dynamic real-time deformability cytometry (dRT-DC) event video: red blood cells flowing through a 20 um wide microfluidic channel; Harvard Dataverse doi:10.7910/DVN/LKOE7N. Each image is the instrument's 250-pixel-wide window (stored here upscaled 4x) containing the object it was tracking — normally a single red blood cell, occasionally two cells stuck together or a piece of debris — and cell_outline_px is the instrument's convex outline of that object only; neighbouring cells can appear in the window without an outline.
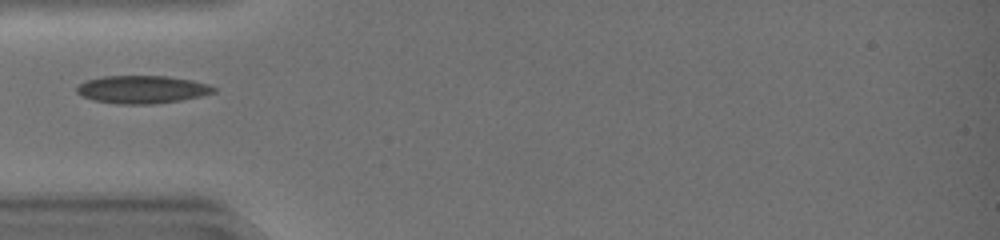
{"species": "common noctule bat (a hibernating species)", "species_latin": "Nyctalus noctula", "temperature_condition": "warm", "stored_images_in_passage": 31, "camera_frame_rate_fps": 3000, "um_per_image_px": 0.085, "animal": {"sex": "female", "body_mass_g": 19.0, "forearm_length_mm": 51.5}, "frame": {"image": 1, "passage_image": 1, "time_ms": 0.0, "image_size_px": [1000, 240], "cell_outline_px": [[216, 92], [200, 96], [180, 100], [148, 104], [120, 104], [92, 100], [80, 96], [76, 92], [76, 88], [84, 80], [104, 76], [168, 76], [192, 80], [208, 84], [216, 88]], "centroid_in_image_um": [12.04, 7.6], "position_along_channel_um": 73.0, "area_um2": 22.25}}
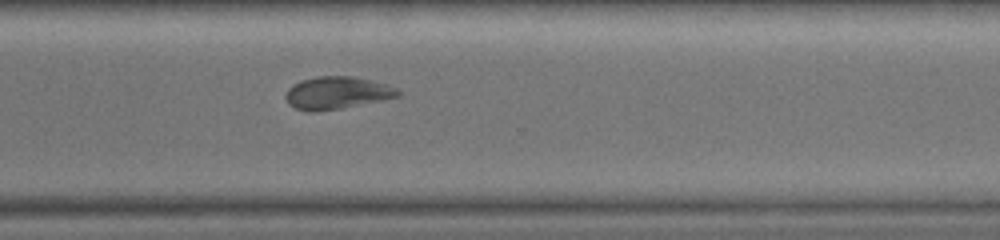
{"frame": {"image": 2, "passage_image": 20, "time_ms": 6.333, "image_size_px": [1000, 240], "cell_outline_px": [[400, 96], [340, 108], [316, 112], [312, 112], [296, 108], [288, 104], [284, 96], [288, 88], [292, 84], [300, 80], [316, 76], [356, 76], [384, 84], [396, 88], [400, 92]], "centroid_in_image_um": [28.58, 7.88], "position_along_channel_um": 342.0, "area_um2": 21.15}}
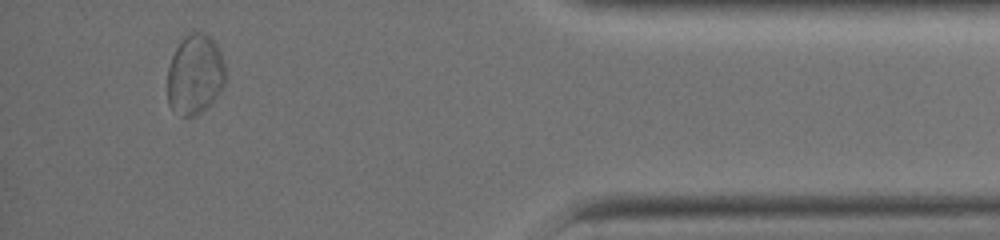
{"frame": {"image": 3, "passage_image": 28, "time_ms": 9.0, "image_size_px": [1000, 240], "cell_outline_px": [[224, 84], [212, 100], [196, 116], [180, 116], [168, 104], [168, 68], [172, 56], [180, 40], [192, 28], [204, 32], [212, 36], [220, 52], [224, 64]], "centroid_in_image_um": [16.55, 6.25], "position_along_channel_um": 418.7, "area_um2": 27.11}}